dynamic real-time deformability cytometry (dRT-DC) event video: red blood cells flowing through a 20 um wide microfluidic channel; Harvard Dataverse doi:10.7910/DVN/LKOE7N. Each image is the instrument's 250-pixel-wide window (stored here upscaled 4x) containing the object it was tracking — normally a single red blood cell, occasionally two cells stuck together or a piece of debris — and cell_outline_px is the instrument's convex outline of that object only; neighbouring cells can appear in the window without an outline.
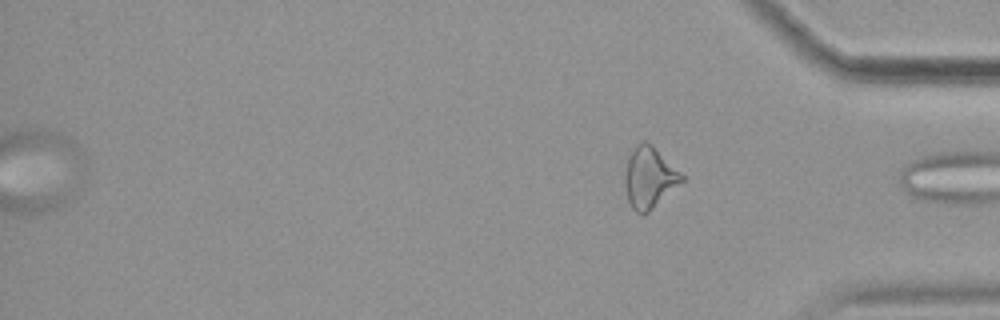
{"species": "common noctule bat (a hibernating species)", "species_latin": "Nyctalus noctula", "temperature_condition": "cold", "stored_images_in_passage": 15, "camera_frame_rate_fps": 3000, "um_per_image_px": 0.085, "animal": {"sex": "female", "body_mass_g": 19.9}, "frame": {"image": 1, "passage_image": 15, "time_ms": 4.667, "image_size_px": [1000, 320], "cell_outline_px": [[684, 180], [648, 212], [636, 212], [632, 208], [628, 200], [624, 184], [624, 176], [628, 156], [636, 144], [644, 140], [648, 140], [684, 176]], "centroid_in_image_um": [55.17, 15.05], "position_along_channel_um": 380.0, "area_um2": 20.06}}